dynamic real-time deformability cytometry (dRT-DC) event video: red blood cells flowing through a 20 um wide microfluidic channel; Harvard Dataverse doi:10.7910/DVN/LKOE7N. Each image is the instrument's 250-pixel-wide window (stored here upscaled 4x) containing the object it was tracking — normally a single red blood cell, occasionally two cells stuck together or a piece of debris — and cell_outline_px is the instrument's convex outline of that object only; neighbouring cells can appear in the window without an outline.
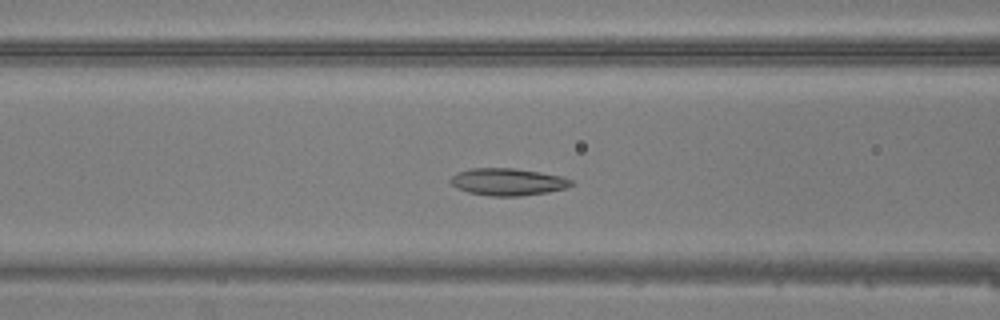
{"species": "common noctule bat (a hibernating species)", "species_latin": "Nyctalus noctula", "temperature_condition": "warm", "stored_images_in_passage": 45, "camera_frame_rate_fps": 3000, "um_per_image_px": 0.085, "animal": {"sex": "male", "body_mass_g": 20.5, "forearm_length_mm": 52.5}, "frame": {"image": 1, "passage_image": 17, "time_ms": 5.333, "image_size_px": [1000, 320], "cell_outline_px": [[576, 184], [564, 188], [548, 192], [520, 196], [488, 196], [468, 192], [456, 188], [448, 180], [456, 172], [468, 168], [512, 168], [540, 172], [560, 176], [572, 180]], "centroid_in_image_um": [43.12, 15.46], "position_along_channel_um": 123.5, "area_um2": 19.25}}
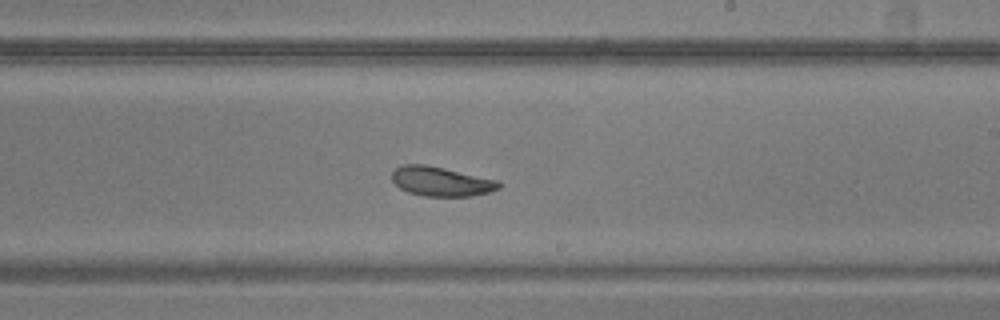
{"frame": {"image": 2, "passage_image": 26, "time_ms": 8.333, "image_size_px": [1000, 320], "cell_outline_px": [[500, 188], [488, 192], [472, 196], [424, 196], [408, 192], [400, 188], [392, 180], [392, 172], [396, 168], [404, 164], [424, 164], [444, 168], [496, 180], [500, 184]], "centroid_in_image_um": [37.46, 15.42], "position_along_channel_um": 251.5, "area_um2": 18.09}}
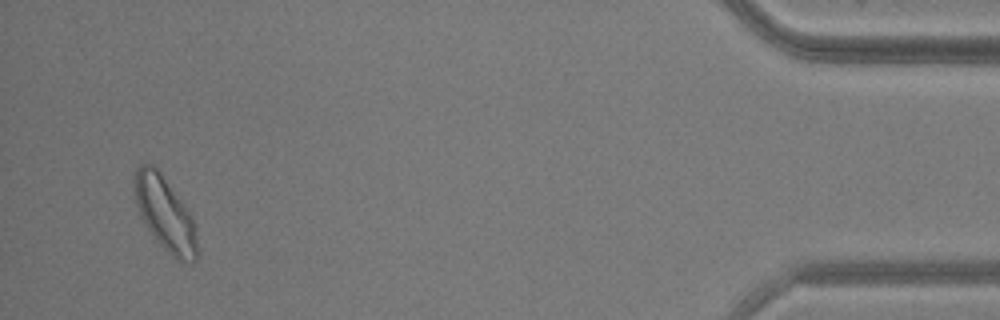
{"frame": {"image": 3, "passage_image": 43, "time_ms": 14.0, "image_size_px": [1000, 320], "cell_outline_px": [[200, 252], [196, 260], [176, 260], [152, 236], [144, 224], [140, 216], [136, 204], [132, 180], [136, 168], [140, 164], [152, 164], [160, 172], [188, 212], [196, 228]], "centroid_in_image_um": [14.0, 18.19], "position_along_channel_um": 421.2, "area_um2": 26.99}}